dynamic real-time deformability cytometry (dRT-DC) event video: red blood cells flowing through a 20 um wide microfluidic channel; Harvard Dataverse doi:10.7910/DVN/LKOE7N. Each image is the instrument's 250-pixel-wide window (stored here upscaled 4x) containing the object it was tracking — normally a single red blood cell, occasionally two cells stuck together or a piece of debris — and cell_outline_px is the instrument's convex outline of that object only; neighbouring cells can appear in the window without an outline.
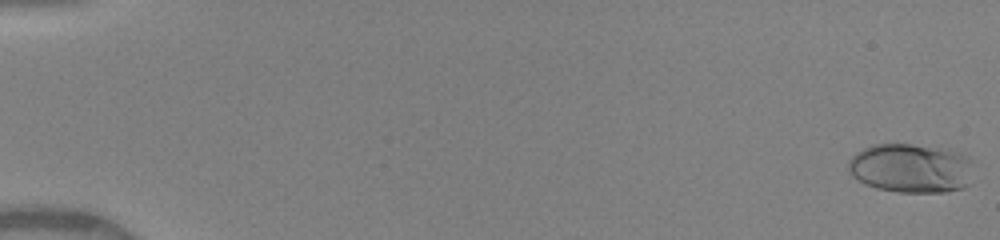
{"species": "human", "species_latin": "Homo sapiens", "temperature_condition": "warm", "stored_images_in_passage": 51, "camera_frame_rate_fps": 3000, "um_per_image_px": 0.085, "donor": {"sex": "female"}, "frame": {"image": 1, "passage_image": 1, "time_ms": 0.0, "image_size_px": [1000, 240], "cell_outline_px": [[972, 160], [968, 184], [964, 188], [944, 192], [896, 192], [876, 188], [864, 184], [852, 176], [848, 172], [848, 160], [856, 152], [872, 144], [912, 144], [948, 148], [960, 152], [968, 156]], "centroid_in_image_um": [77.41, 14.28], "position_along_channel_um": 7.6, "area_um2": 36.41}}
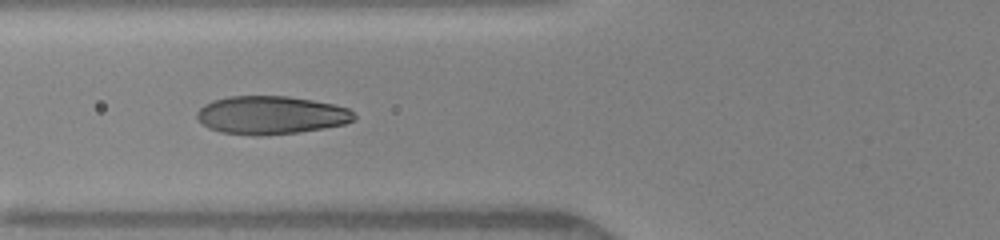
{"frame": {"image": 2, "passage_image": 21, "time_ms": 6.667, "image_size_px": [1000, 240], "cell_outline_px": [[356, 120], [344, 124], [324, 128], [296, 132], [260, 136], [252, 136], [220, 132], [208, 128], [196, 120], [196, 112], [204, 104], [212, 100], [228, 96], [288, 96], [312, 100], [332, 104], [348, 108], [356, 116]], "centroid_in_image_um": [22.99, 9.79], "position_along_channel_um": 102.8, "area_um2": 35.26}}
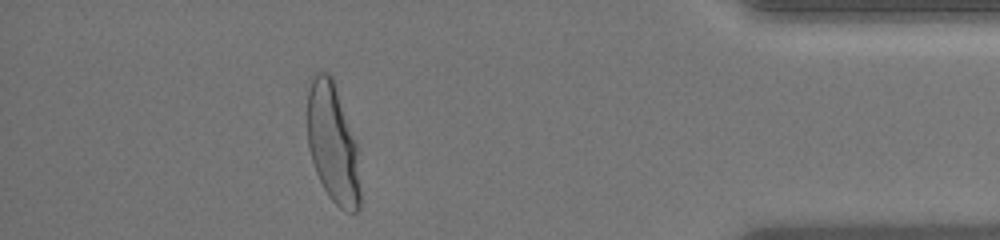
{"frame": {"image": 3, "passage_image": 46, "time_ms": 15.0, "image_size_px": [1000, 240], "cell_outline_px": [[360, 208], [356, 212], [344, 212], [328, 196], [316, 172], [308, 148], [308, 92], [312, 76], [316, 72], [328, 72], [332, 76], [356, 140], [360, 192]], "centroid_in_image_um": [28.29, 12.2], "position_along_channel_um": 406.9, "area_um2": 36.76}, "authors_computed_cell_mechanics": {"area_um2": 34.7956, "velocity_mm_per_s": 4.0788, "shape_relaxation_time_tau1_ms": 3.4408, "shape_relaxation_time_tau2_ms": null, "deformation_change_tau1": 0.193, "deformation_change_tau2": null}}